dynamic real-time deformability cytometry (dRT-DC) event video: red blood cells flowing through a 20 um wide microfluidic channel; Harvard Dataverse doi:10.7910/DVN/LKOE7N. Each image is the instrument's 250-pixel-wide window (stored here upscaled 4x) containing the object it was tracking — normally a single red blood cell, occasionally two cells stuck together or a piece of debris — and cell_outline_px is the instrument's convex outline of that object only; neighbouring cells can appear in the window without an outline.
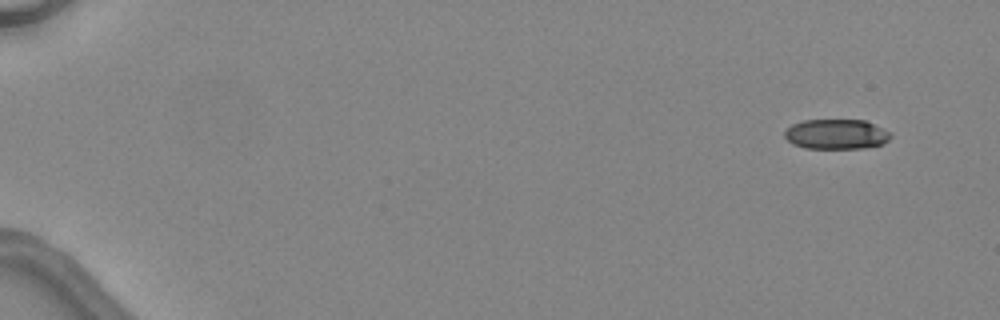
{"species": "common noctule bat (a hibernating species)", "species_latin": "Nyctalus noctula", "temperature_condition": "warm", "stored_images_in_passage": 7, "camera_frame_rate_fps": 3000, "um_per_image_px": 0.085, "animal": {"sex": "female", "body_mass_g": 24.6, "forearm_length_mm": 56.2}, "frame": {"image": 1, "passage_image": 1, "time_ms": 0.0, "image_size_px": [1000, 320], "cell_outline_px": [[892, 136], [884, 144], [864, 148], [804, 148], [792, 144], [784, 136], [784, 132], [792, 124], [804, 120], [864, 120], [892, 132]], "centroid_in_image_um": [71.1, 11.41], "position_along_channel_um": 13.9, "area_um2": 18.61}}
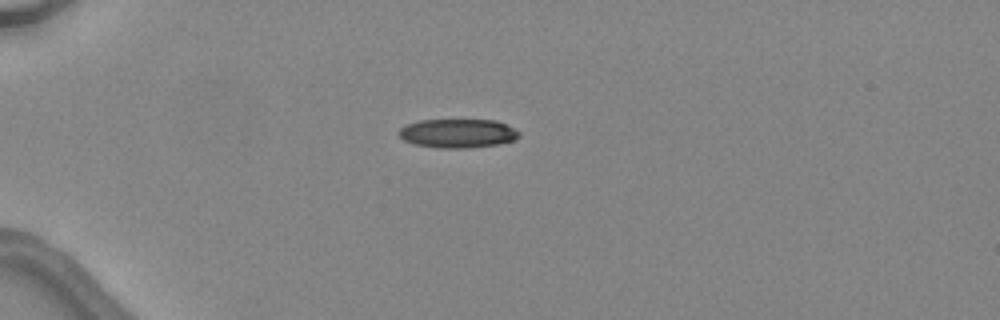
{"frame": {"image": 2, "passage_image": 4, "time_ms": 3.667, "image_size_px": [1000, 320], "cell_outline_px": [[520, 136], [512, 140], [500, 144], [468, 148], [436, 148], [416, 144], [404, 140], [396, 132], [404, 124], [420, 120], [496, 120], [520, 132]], "centroid_in_image_um": [38.87, 11.33], "position_along_channel_um": 46.1, "area_um2": 20.29}}